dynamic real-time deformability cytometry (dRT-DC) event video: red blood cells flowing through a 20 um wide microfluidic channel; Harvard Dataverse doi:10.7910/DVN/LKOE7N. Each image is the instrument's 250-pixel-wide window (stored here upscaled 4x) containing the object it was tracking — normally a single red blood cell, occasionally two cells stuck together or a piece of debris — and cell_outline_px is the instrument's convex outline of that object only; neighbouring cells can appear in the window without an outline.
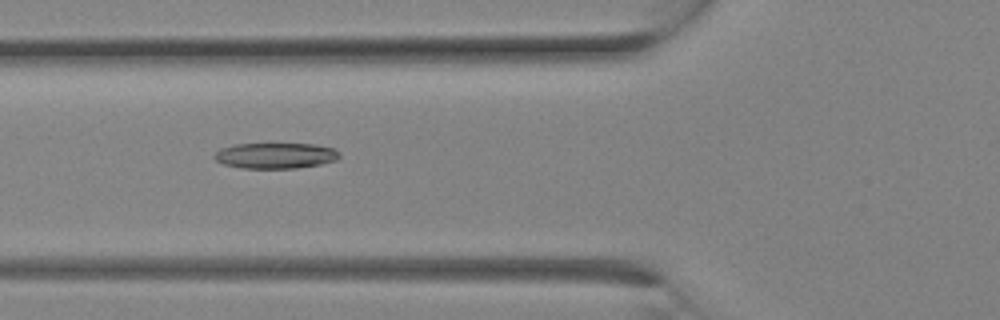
{"species": "Egyptian fruit bat (a non-hibernating species)", "species_latin": "Rousettus aegyptiacus", "temperature_condition": "room temperature", "stored_images_in_passage": 5, "camera_frame_rate_fps": 3000, "um_per_image_px": 0.085, "animal": {"sex": "female"}, "frame": {"image": 1, "passage_image": 2, "time_ms": 0.333, "image_size_px": [1000, 320], "cell_outline_px": [[340, 156], [336, 160], [320, 164], [296, 168], [240, 168], [224, 164], [216, 160], [212, 156], [220, 148], [236, 144], [316, 144], [332, 148], [340, 152]], "centroid_in_image_um": [23.41, 13.22], "position_along_channel_um": 102.4, "area_um2": 18.73}}
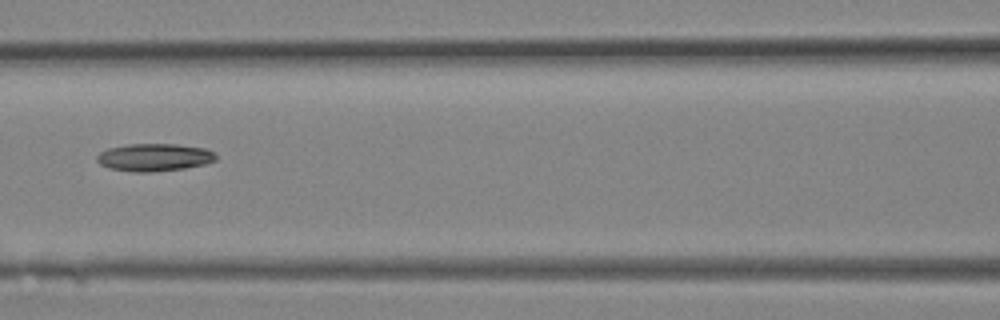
{"frame": {"image": 2, "passage_image": 4, "time_ms": 1.0, "image_size_px": [1000, 320], "cell_outline_px": [[216, 160], [204, 164], [184, 168], [152, 172], [132, 172], [108, 168], [100, 164], [96, 160], [96, 156], [100, 152], [108, 148], [128, 144], [176, 144], [204, 148], [216, 152]], "centroid_in_image_um": [13.09, 13.37], "position_along_channel_um": 153.5, "area_um2": 19.25}}